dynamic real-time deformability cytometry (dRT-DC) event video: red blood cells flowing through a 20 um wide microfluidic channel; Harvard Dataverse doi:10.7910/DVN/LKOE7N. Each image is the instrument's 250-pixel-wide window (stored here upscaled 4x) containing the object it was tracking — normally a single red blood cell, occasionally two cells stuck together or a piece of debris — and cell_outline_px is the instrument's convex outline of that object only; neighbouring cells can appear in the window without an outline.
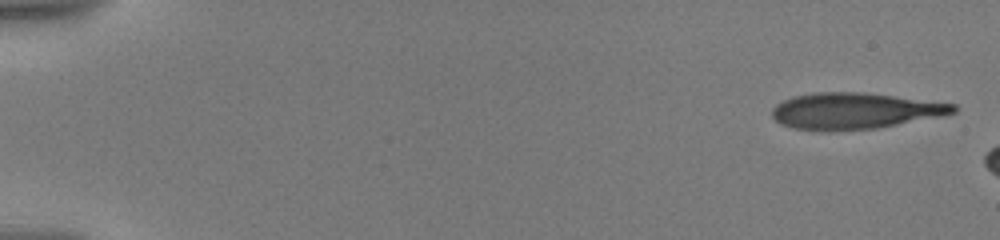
{"species": "human", "species_latin": "Homo sapiens", "temperature_condition": "warm", "stored_images_in_passage": 4, "camera_frame_rate_fps": 3000, "um_per_image_px": 0.085, "donor": {"sex": "male"}, "frame": {"image": 1, "passage_image": 1, "time_ms": 0.0, "image_size_px": [1000, 240], "cell_outline_px": [[956, 112], [940, 116], [876, 128], [828, 132], [820, 132], [792, 128], [780, 124], [772, 116], [772, 108], [776, 104], [784, 100], [796, 96], [812, 92], [860, 92], [956, 104]], "centroid_in_image_um": [72.58, 9.44], "position_along_channel_um": 12.4, "area_um2": 38.26}}